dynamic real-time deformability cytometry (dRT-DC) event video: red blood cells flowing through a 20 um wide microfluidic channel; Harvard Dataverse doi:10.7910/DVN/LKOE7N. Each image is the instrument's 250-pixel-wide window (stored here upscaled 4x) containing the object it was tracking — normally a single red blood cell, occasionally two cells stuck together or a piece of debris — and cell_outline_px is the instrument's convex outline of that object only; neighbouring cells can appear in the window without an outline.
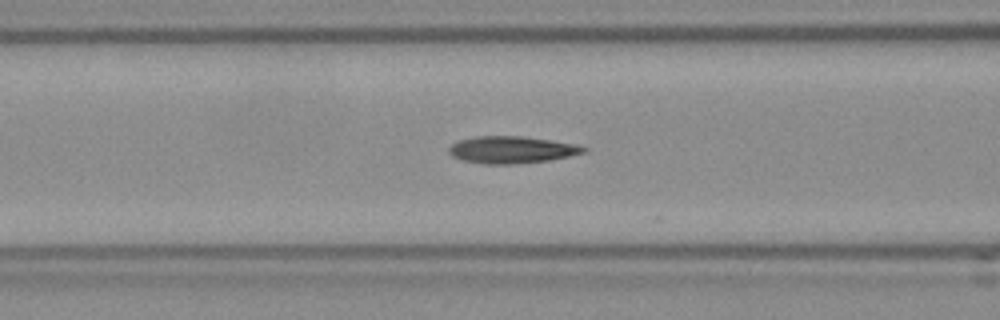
{"species": "Egyptian fruit bat (a non-hibernating species)", "species_latin": "Rousettus aegyptiacus", "temperature_condition": "room temperature", "stored_images_in_passage": 6, "camera_frame_rate_fps": 3000, "um_per_image_px": 0.085, "frame": {"image": 1, "passage_image": 4, "time_ms": 1.0, "image_size_px": [1000, 320], "cell_outline_px": [[588, 152], [548, 160], [516, 164], [484, 164], [460, 160], [452, 156], [448, 152], [448, 148], [452, 144], [460, 140], [476, 136], [520, 136], [576, 144], [588, 148]], "centroid_in_image_um": [43.47, 12.74], "position_along_channel_um": 123.1, "area_um2": 21.21}}